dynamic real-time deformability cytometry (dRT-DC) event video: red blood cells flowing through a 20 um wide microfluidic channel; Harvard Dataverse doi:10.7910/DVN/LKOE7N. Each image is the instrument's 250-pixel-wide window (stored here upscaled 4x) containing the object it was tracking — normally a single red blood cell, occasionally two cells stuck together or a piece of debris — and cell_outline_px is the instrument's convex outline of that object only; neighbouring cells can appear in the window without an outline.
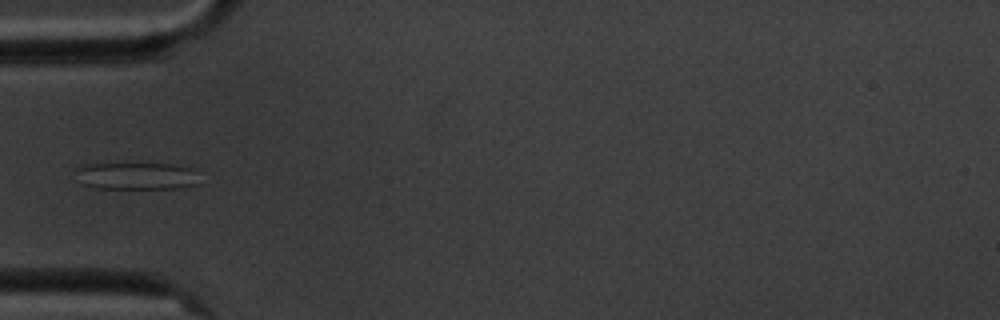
{"species": "common noctule bat (a hibernating species)", "species_latin": "Nyctalus noctula", "temperature_condition": "cold", "stored_images_in_passage": 10, "camera_frame_rate_fps": 3000, "um_per_image_px": 0.085, "animal": {"sex": "male", "body_mass_g": 20.1, "forearm_length_mm": 53.5}, "frame": {"image": 1, "passage_image": 4, "time_ms": 3.667, "image_size_px": [1000, 320], "cell_outline_px": [[200, 184], [180, 188], [96, 188], [84, 184], [72, 168], [80, 164], [172, 164], [196, 168], [200, 172]], "centroid_in_image_um": [11.69, 14.94], "position_along_channel_um": 73.3, "area_um2": 20.06}}
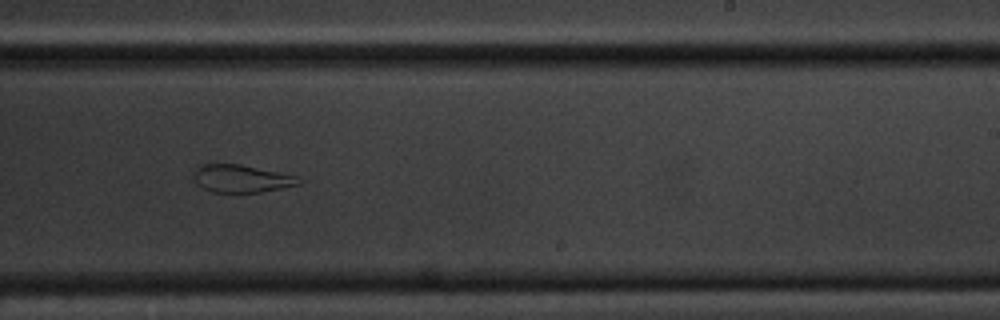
{"frame": {"image": 2, "passage_image": 9, "time_ms": 9.333, "image_size_px": [1000, 320], "cell_outline_px": [[300, 184], [260, 192], [212, 192], [196, 184], [192, 172], [200, 164], [240, 164], [296, 176]], "centroid_in_image_um": [20.43, 15.17], "position_along_channel_um": 268.6, "area_um2": 16.7}}
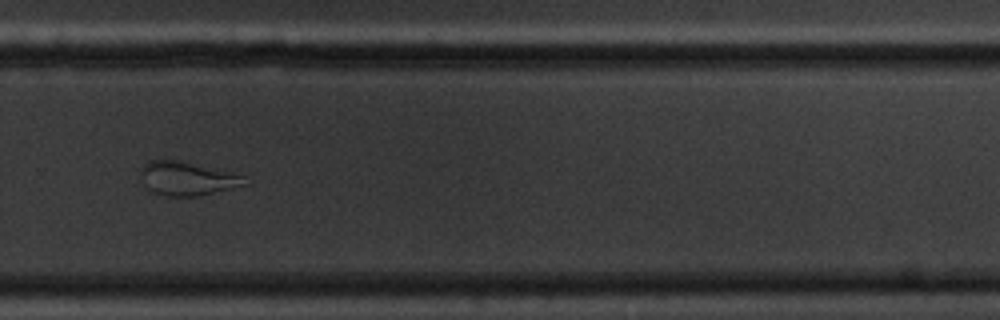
{"frame": {"image": 3, "passage_image": 10, "time_ms": 10.667, "image_size_px": [1000, 320], "cell_outline_px": [[248, 184], [196, 196], [168, 196], [152, 192], [144, 184], [140, 172], [140, 168], [148, 160], [160, 156], [180, 160], [232, 172], [240, 176]], "centroid_in_image_um": [15.8, 15.12], "position_along_channel_um": 314.0, "area_um2": 20.63}}